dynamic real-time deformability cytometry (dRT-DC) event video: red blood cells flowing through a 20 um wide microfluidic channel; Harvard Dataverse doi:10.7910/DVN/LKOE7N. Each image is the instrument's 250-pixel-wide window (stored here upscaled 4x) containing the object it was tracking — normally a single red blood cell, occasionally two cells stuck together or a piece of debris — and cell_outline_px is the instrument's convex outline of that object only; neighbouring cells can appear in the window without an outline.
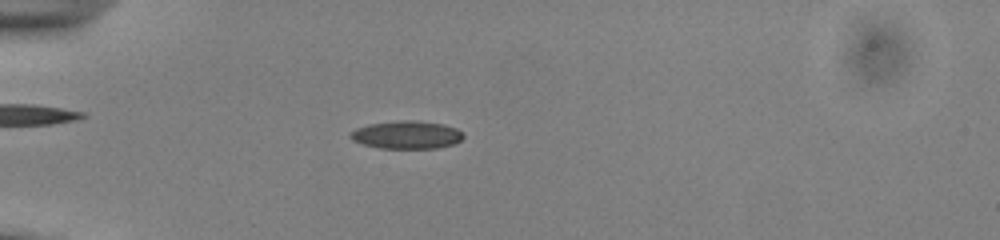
{"species": "common noctule bat (a hibernating species)", "species_latin": "Nyctalus noctula", "temperature_condition": "cold", "stored_images_in_passage": 49, "camera_frame_rate_fps": 3000, "um_per_image_px": 0.085, "animal": {"sex": "male", "body_mass_g": 13.0, "forearm_length_mm": 53.1}, "frame": {"image": 1, "passage_image": 16, "time_ms": 5.0, "image_size_px": [1000, 240], "cell_outline_px": [[464, 136], [456, 144], [436, 148], [380, 148], [364, 144], [352, 140], [348, 136], [348, 132], [356, 128], [368, 124], [400, 120], [416, 120], [444, 124], [456, 128]], "centroid_in_image_um": [34.54, 11.45], "position_along_channel_um": 50.5, "area_um2": 18.5}}
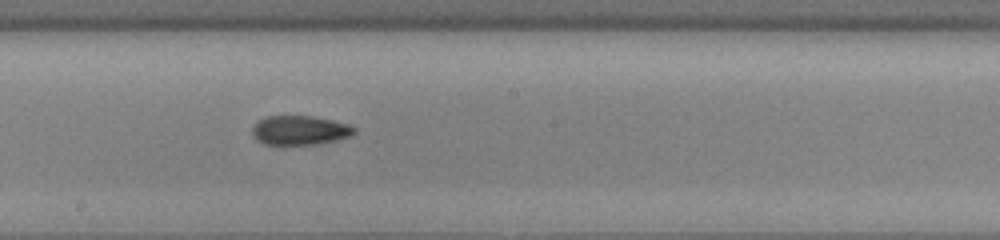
{"frame": {"image": 2, "passage_image": 31, "time_ms": 10.0, "image_size_px": [1000, 240], "cell_outline_px": [[356, 132], [352, 136], [336, 140], [316, 144], [264, 144], [256, 140], [252, 136], [252, 128], [256, 120], [268, 116], [312, 116], [332, 120], [348, 124], [356, 128]], "centroid_in_image_um": [25.47, 11.07], "position_along_channel_um": 222.7, "area_um2": 17.51}}
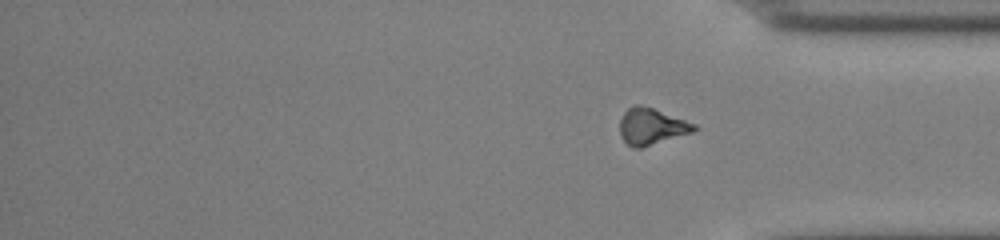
{"frame": {"image": 3, "passage_image": 49, "time_ms": 16.0, "image_size_px": [1000, 240], "cell_outline_px": [[700, 128], [692, 132], [640, 148], [632, 148], [620, 136], [620, 120], [624, 112], [632, 104], [640, 104], [652, 108], [696, 124]], "centroid_in_image_um": [55.36, 10.74], "position_along_channel_um": 379.8, "area_um2": 15.66}, "authors_computed_cell_mechanics": {"area_um2": 17.34, "velocity_mm_per_s": 3.888, "shape_relaxation_time_tau1_ms": null, "shape_relaxation_time_tau2_ms": 4.5846, "deformation_change_tau1": null, "deformation_change_tau2": 0.1141}}